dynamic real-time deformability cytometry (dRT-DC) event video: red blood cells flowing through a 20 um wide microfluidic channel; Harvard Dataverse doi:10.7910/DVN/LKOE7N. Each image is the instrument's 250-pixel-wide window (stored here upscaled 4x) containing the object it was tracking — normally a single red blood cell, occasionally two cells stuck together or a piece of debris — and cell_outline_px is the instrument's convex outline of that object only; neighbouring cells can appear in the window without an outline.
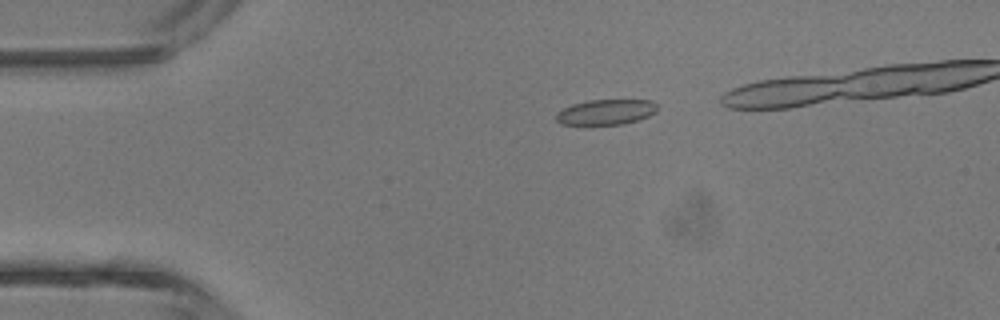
{"species": "common noctule bat (a hibernating species)", "species_latin": "Nyctalus noctula", "temperature_condition": "room temperature", "stored_images_in_passage": 4, "camera_frame_rate_fps": 3000, "um_per_image_px": 0.085, "animal": {"sex": "male", "body_mass_g": 13.3}, "frame": {"image": 1, "passage_image": 2, "time_ms": 1.333, "image_size_px": [1000, 320], "cell_outline_px": [[656, 112], [648, 116], [624, 124], [560, 124], [556, 120], [556, 112], [572, 104], [588, 100], [652, 100], [656, 104]], "centroid_in_image_um": [51.49, 9.51], "position_along_channel_um": 33.5, "area_um2": 14.8}}